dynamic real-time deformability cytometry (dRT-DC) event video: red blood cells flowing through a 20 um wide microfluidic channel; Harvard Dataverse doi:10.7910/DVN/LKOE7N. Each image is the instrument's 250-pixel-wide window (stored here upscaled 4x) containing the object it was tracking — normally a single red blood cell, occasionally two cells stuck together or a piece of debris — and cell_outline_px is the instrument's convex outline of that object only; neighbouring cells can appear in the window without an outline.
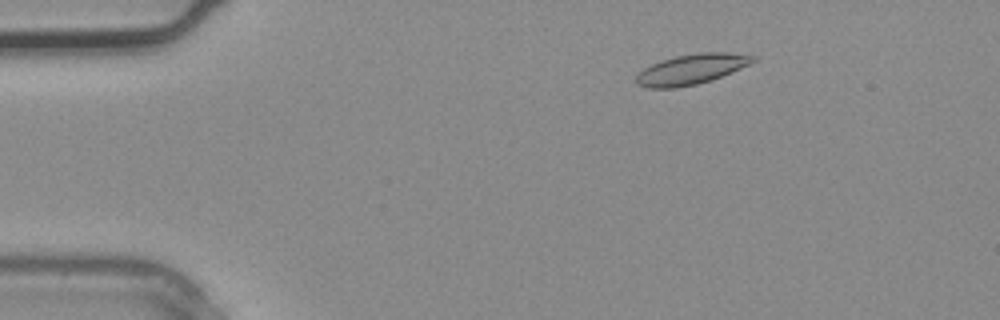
{"species": "common noctule bat (a hibernating species)", "species_latin": "Nyctalus noctula", "temperature_condition": "warm", "stored_images_in_passage": 3, "camera_frame_rate_fps": 3000, "um_per_image_px": 0.085, "animal": {"sex": "male", "body_mass_g": 20.4}, "frame": {"image": 1, "passage_image": 2, "time_ms": 0.333, "image_size_px": [1000, 320], "cell_outline_px": [[756, 60], [732, 72], [712, 80], [696, 84], [676, 88], [648, 88], [636, 84], [636, 76], [644, 68], [652, 64], [676, 56], [700, 52], [732, 52], [756, 56]], "centroid_in_image_um": [58.78, 5.89], "position_along_channel_um": 26.2, "area_um2": 20.46}}